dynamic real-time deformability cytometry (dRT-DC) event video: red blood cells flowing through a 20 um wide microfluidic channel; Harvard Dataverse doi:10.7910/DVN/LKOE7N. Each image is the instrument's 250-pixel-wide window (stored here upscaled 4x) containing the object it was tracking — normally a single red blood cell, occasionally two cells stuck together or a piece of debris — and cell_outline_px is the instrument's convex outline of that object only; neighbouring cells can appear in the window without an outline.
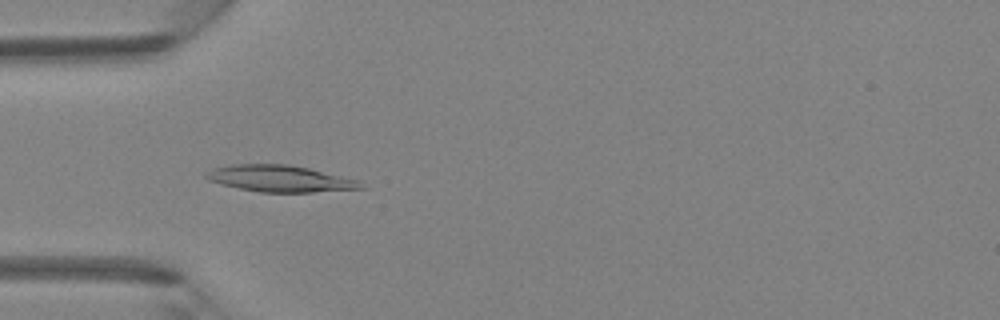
{"species": "Egyptian fruit bat (a non-hibernating species)", "species_latin": "Rousettus aegyptiacus", "temperature_condition": "room temperature", "stored_images_in_passage": 44, "camera_frame_rate_fps": 3000, "um_per_image_px": 0.085, "animal": {"sex": "female"}, "frame": {"image": 1, "passage_image": 13, "time_ms": 4.0, "image_size_px": [1000, 320], "cell_outline_px": [[364, 188], [312, 192], [260, 192], [220, 184], [208, 180], [204, 176], [204, 172], [212, 168], [232, 164], [288, 164], [308, 168], [360, 180]], "centroid_in_image_um": [23.76, 15.17], "position_along_channel_um": 61.2, "area_um2": 23.93}}
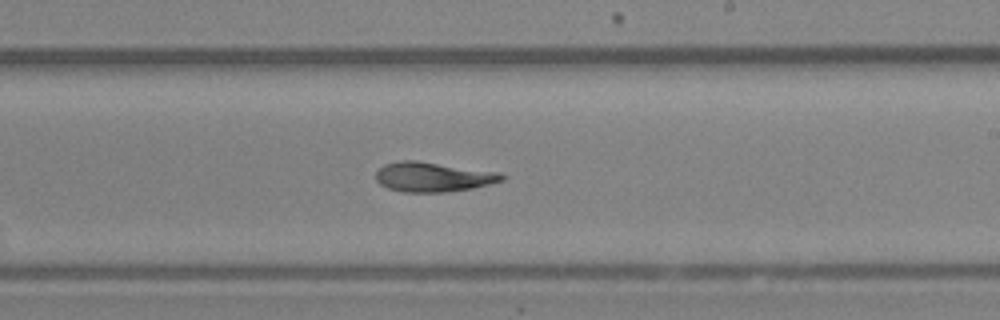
{"frame": {"image": 2, "passage_image": 26, "time_ms": 8.333, "image_size_px": [1000, 320], "cell_outline_px": [[504, 180], [472, 188], [448, 192], [404, 192], [388, 188], [380, 184], [376, 180], [376, 172], [384, 164], [400, 160], [416, 160], [500, 172], [504, 176]], "centroid_in_image_um": [36.79, 15.03], "position_along_channel_um": 252.2, "area_um2": 21.79}}
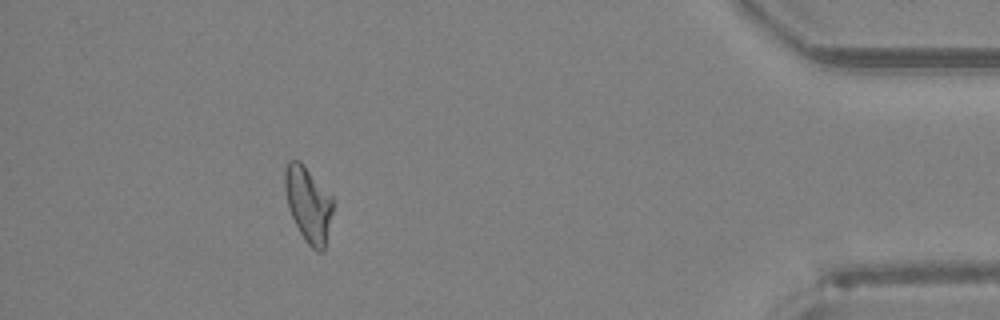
{"frame": {"image": 3, "passage_image": 40, "time_ms": 13.0, "image_size_px": [1000, 320], "cell_outline_px": [[332, 212], [324, 252], [316, 252], [304, 240], [288, 208], [284, 188], [284, 172], [288, 160], [300, 160], [332, 196]], "centroid_in_image_um": [26.19, 17.35], "position_along_channel_um": 409.0, "area_um2": 21.1}}